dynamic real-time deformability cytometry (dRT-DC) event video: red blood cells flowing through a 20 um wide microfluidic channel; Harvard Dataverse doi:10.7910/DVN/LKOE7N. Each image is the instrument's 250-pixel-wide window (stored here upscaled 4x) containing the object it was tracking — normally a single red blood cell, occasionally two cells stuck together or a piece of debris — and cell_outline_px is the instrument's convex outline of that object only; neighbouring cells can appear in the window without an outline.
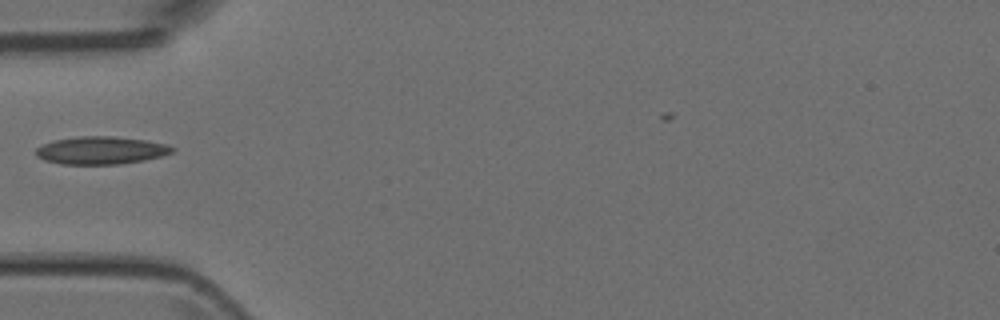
{"species": "Egyptian fruit bat (a non-hibernating species)", "species_latin": "Rousettus aegyptiacus", "temperature_condition": "room temperature", "stored_images_in_passage": 15, "camera_frame_rate_fps": 3000, "um_per_image_px": 0.085, "animal": {"sex": "female"}, "frame": {"image": 1, "passage_image": 1, "time_ms": 0.0, "image_size_px": [1000, 320], "cell_outline_px": [[176, 152], [164, 156], [144, 160], [120, 164], [60, 164], [44, 160], [36, 156], [36, 148], [44, 144], [56, 140], [80, 136], [112, 136], [144, 140], [168, 144], [176, 148]], "centroid_in_image_um": [8.65, 12.79], "position_along_channel_um": 76.4, "area_um2": 22.14}}
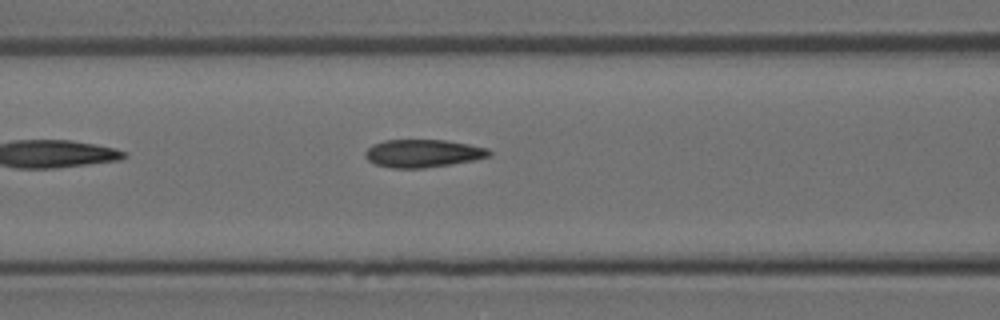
{"frame": {"image": 2, "passage_image": 5, "time_ms": 1.333, "image_size_px": [1000, 320], "cell_outline_px": [[492, 156], [472, 160], [424, 168], [392, 168], [376, 164], [368, 160], [364, 156], [364, 152], [372, 144], [384, 140], [444, 140], [468, 144], [488, 148], [492, 152]], "centroid_in_image_um": [35.93, 13.03], "position_along_channel_um": 130.7, "area_um2": 20.06}}
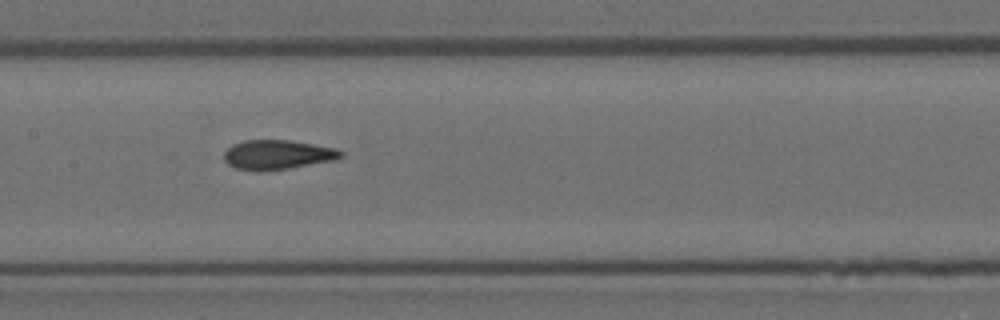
{"frame": {"image": 3, "passage_image": 9, "time_ms": 2.667, "image_size_px": [1000, 320], "cell_outline_px": [[344, 156], [336, 160], [288, 168], [236, 168], [228, 164], [224, 160], [224, 152], [232, 144], [244, 140], [292, 140], [336, 148], [344, 152]], "centroid_in_image_um": [23.65, 13.1], "position_along_channel_um": 183.7, "area_um2": 19.54}}